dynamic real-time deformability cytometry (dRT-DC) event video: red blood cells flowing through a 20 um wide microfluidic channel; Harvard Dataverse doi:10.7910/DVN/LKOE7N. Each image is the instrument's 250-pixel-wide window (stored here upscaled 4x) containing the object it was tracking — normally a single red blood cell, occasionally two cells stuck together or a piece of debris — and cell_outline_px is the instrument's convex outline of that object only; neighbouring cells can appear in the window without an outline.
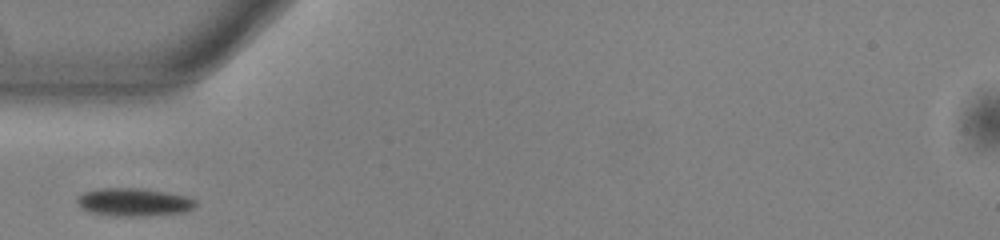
{"species": "common noctule bat (a hibernating species)", "species_latin": "Nyctalus noctula", "temperature_condition": "warm", "stored_images_in_passage": 37, "camera_frame_rate_fps": 3000, "um_per_image_px": 0.085, "animal": {"sex": "male", "body_mass_g": 13.0, "forearm_length_mm": 53.1}, "frame": {"image": 1, "passage_image": 1, "time_ms": 0.0, "image_size_px": [1000, 240], "cell_outline_px": [[196, 204], [192, 208], [184, 212], [140, 216], [128, 216], [92, 212], [84, 208], [76, 200], [84, 192], [100, 188], [136, 188], [168, 192], [188, 196], [196, 200]], "centroid_in_image_um": [11.44, 17.16], "position_along_channel_um": 73.6, "area_um2": 18.84}}
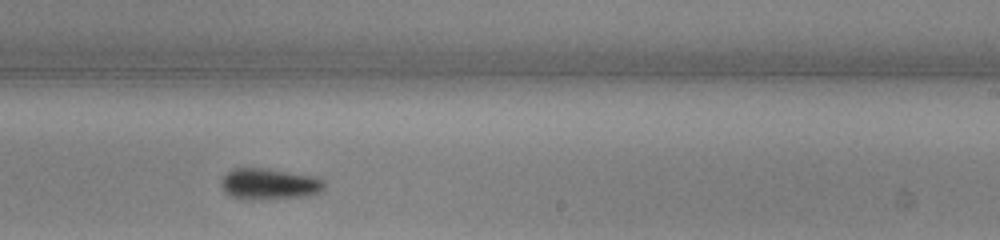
{"frame": {"image": 2, "passage_image": 16, "time_ms": 5.0, "image_size_px": [1000, 240], "cell_outline_px": [[324, 188], [320, 192], [300, 196], [252, 200], [244, 200], [232, 196], [224, 192], [220, 184], [224, 176], [228, 172], [236, 168], [260, 168], [312, 176], [324, 180]], "centroid_in_image_um": [22.83, 15.65], "position_along_channel_um": 266.2, "area_um2": 18.32}}
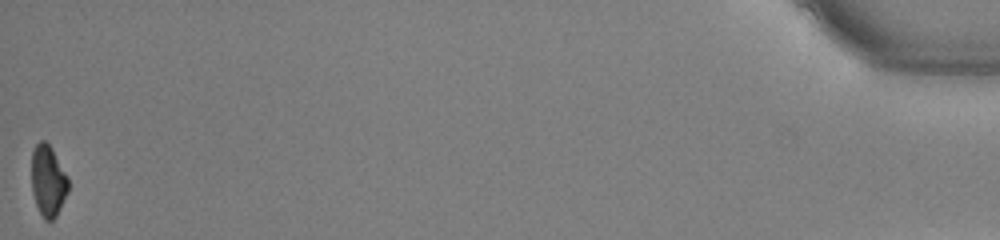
{"frame": {"image": 3, "passage_image": 37, "time_ms": 12.0, "image_size_px": [1000, 240], "cell_outline_px": [[68, 192], [56, 216], [52, 220], [44, 220], [36, 204], [32, 192], [32, 152], [36, 144], [40, 140], [44, 140], [52, 148], [68, 176]], "centroid_in_image_um": [4.09, 15.36], "position_along_channel_um": 431.1, "area_um2": 15.2}}